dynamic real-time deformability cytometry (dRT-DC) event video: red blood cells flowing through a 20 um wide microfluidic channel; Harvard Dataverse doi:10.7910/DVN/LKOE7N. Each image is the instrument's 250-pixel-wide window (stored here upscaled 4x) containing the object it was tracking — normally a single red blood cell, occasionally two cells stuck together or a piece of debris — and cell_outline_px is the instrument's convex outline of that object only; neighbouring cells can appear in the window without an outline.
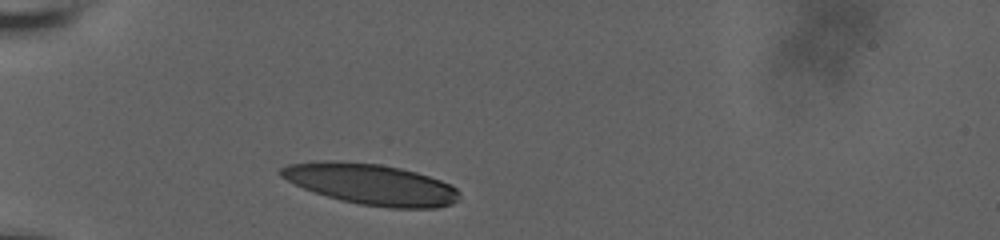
{"species": "human", "species_latin": "Homo sapiens", "temperature_condition": "room temperature", "stored_images_in_passage": 32, "camera_frame_rate_fps": 3000, "um_per_image_px": 0.085, "donor": {"sex": "male"}, "frame": {"image": 1, "passage_image": 1, "time_ms": 0.0, "image_size_px": [1000, 240], "cell_outline_px": [[460, 200], [452, 204], [436, 208], [388, 208], [360, 204], [340, 200], [304, 188], [280, 176], [276, 172], [280, 168], [288, 164], [320, 160], [336, 160], [380, 164], [400, 168], [416, 172], [452, 184], [460, 192]], "centroid_in_image_um": [31.56, 15.65], "position_along_channel_um": 53.4, "area_um2": 42.77}}
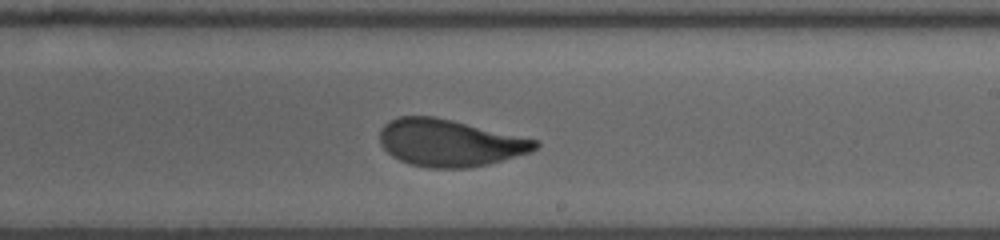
{"frame": {"image": 2, "passage_image": 19, "time_ms": 6.0, "image_size_px": [1000, 240], "cell_outline_px": [[540, 144], [532, 152], [488, 164], [468, 168], [428, 168], [408, 164], [392, 156], [380, 144], [380, 128], [388, 120], [400, 116], [436, 116], [536, 140]], "centroid_in_image_um": [38.18, 12.14], "position_along_channel_um": 250.8, "area_um2": 42.66}}
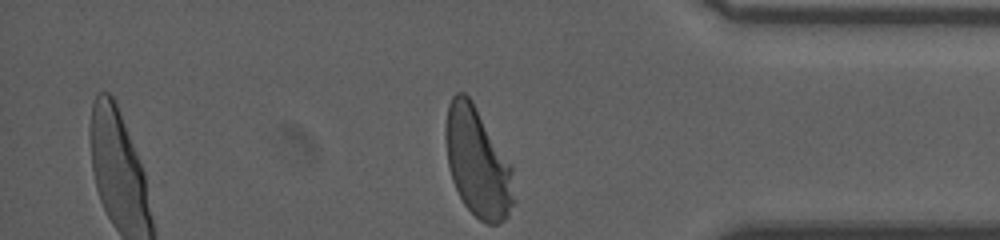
{"frame": {"image": 3, "passage_image": 32, "time_ms": 10.333, "image_size_px": [1000, 240], "cell_outline_px": [[516, 200], [508, 216], [500, 224], [488, 224], [480, 220], [464, 204], [452, 180], [448, 168], [444, 136], [444, 128], [448, 104], [452, 96], [456, 92], [464, 92], [472, 100], [512, 168]], "centroid_in_image_um": [40.58, 13.81], "position_along_channel_um": 394.6, "area_um2": 43.7}, "authors_computed_cell_mechanics": {"area_um2": 43.2633, "velocity_mm_per_s": 3.6665, "shape_relaxation_time_tau1_ms": 4.0078, "shape_relaxation_time_tau2_ms": 0.8741, "deformation_change_tau1": 0.1732, "deformation_change_tau2": 0.0653}}